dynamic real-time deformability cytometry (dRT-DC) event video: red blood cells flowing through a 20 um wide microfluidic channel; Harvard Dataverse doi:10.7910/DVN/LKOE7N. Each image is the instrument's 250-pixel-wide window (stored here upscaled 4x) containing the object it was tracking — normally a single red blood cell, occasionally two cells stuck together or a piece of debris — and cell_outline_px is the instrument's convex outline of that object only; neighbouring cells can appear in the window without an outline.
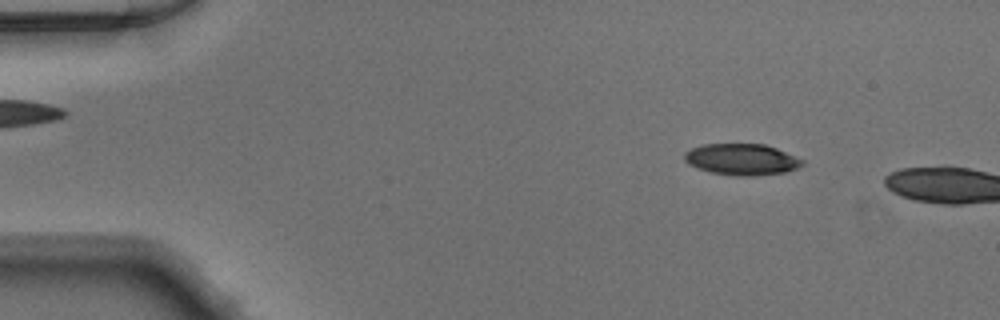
{"species": "Egyptian fruit bat (a non-hibernating species)", "species_latin": "Rousettus aegyptiacus", "temperature_condition": "warm", "stored_images_in_passage": 4, "camera_frame_rate_fps": 3000, "um_per_image_px": 0.085, "animal": {"sex": "male"}, "frame": {"image": 1, "passage_image": 2, "time_ms": 0.333, "image_size_px": [1000, 320], "cell_outline_px": [[804, 164], [796, 168], [784, 172], [752, 176], [736, 176], [712, 172], [696, 168], [688, 164], [684, 160], [684, 152], [700, 144], [764, 144], [776, 148], [804, 160]], "centroid_in_image_um": [63.01, 13.54], "position_along_channel_um": 22.0, "area_um2": 21.5}}